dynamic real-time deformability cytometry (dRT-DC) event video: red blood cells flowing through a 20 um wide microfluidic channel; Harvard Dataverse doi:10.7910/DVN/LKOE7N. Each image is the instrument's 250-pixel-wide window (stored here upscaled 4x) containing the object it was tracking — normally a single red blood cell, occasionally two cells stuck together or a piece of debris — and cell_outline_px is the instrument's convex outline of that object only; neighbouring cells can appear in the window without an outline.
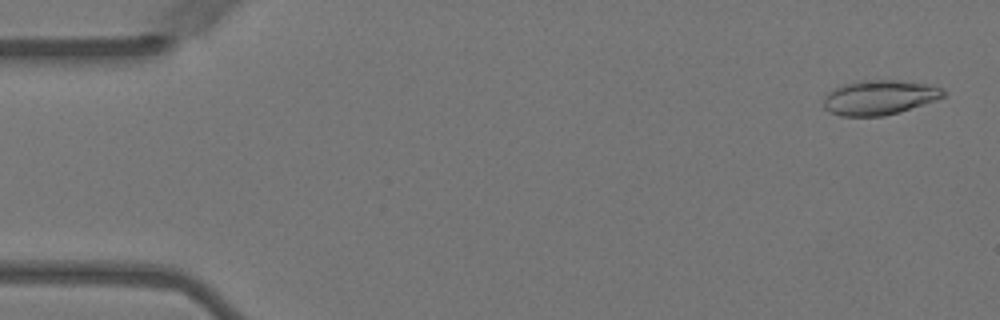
{"species": "Egyptian fruit bat (a non-hibernating species)", "species_latin": "Rousettus aegyptiacus", "temperature_condition": "warm", "stored_images_in_passage": 52, "camera_frame_rate_fps": 3000, "um_per_image_px": 0.085, "animal": {"sex": "female"}, "frame": {"image": 1, "passage_image": 2, "time_ms": 0.333, "image_size_px": [1000, 320], "cell_outline_px": [[944, 96], [900, 112], [884, 116], [840, 116], [824, 108], [824, 96], [828, 92], [844, 84], [860, 80], [896, 80], [924, 84], [944, 88]], "centroid_in_image_um": [74.71, 8.28], "position_along_channel_um": 10.3, "area_um2": 23.87}}
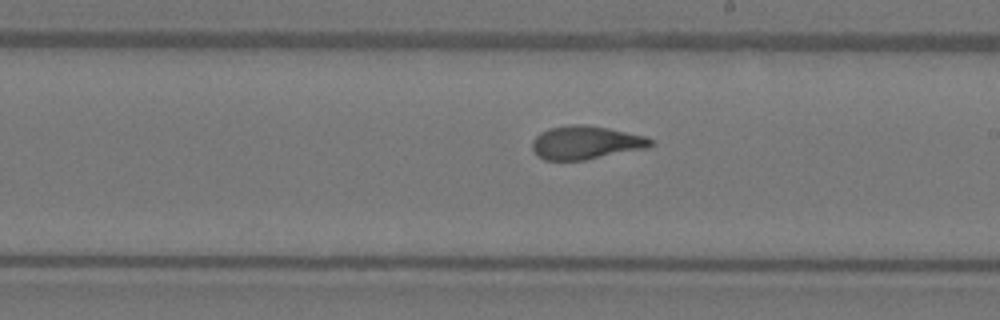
{"frame": {"image": 2, "passage_image": 32, "time_ms": 10.333, "image_size_px": [1000, 320], "cell_outline_px": [[656, 144], [648, 148], [584, 160], [544, 160], [532, 148], [532, 140], [540, 132], [548, 128], [572, 124], [584, 124], [608, 128], [644, 136], [652, 140]], "centroid_in_image_um": [49.8, 12.11], "position_along_channel_um": 239.2, "area_um2": 23.0}}
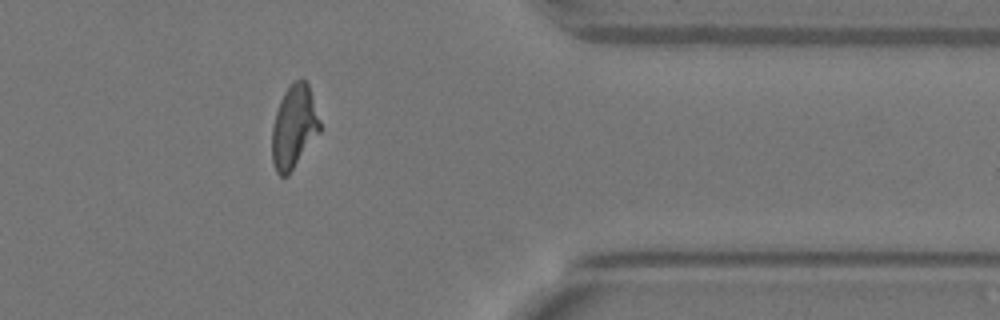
{"frame": {"image": 3, "passage_image": 46, "time_ms": 15.0, "image_size_px": [1000, 320], "cell_outline_px": [[320, 132], [288, 176], [280, 176], [276, 172], [272, 160], [272, 128], [276, 112], [280, 100], [284, 92], [296, 80], [304, 80], [308, 84], [320, 120]], "centroid_in_image_um": [24.98, 10.82], "position_along_channel_um": 386.4, "area_um2": 23.0}}